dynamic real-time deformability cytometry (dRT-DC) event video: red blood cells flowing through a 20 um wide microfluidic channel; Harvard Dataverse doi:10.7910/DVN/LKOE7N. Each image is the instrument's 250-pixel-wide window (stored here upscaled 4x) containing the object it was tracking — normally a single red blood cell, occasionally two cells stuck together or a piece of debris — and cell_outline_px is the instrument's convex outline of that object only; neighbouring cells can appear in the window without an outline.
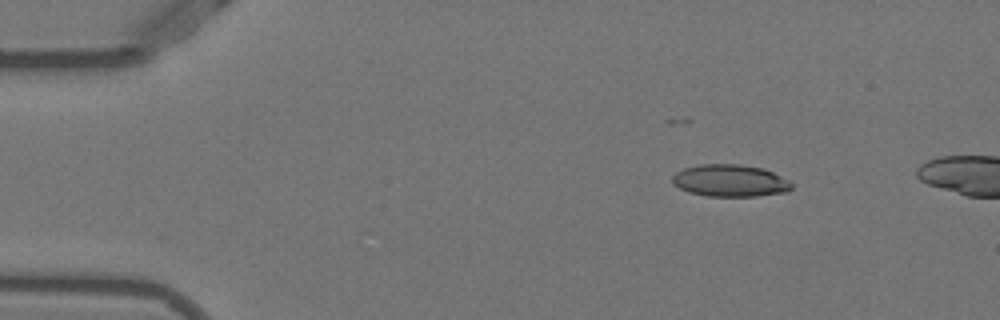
{"species": "Egyptian fruit bat (a non-hibernating species)", "species_latin": "Rousettus aegyptiacus", "temperature_condition": "warm", "stored_images_in_passage": 22, "camera_frame_rate_fps": 3000, "um_per_image_px": 0.085, "animal": {"sex": "female"}, "frame": {"image": 1, "passage_image": 1, "time_ms": 0.0, "image_size_px": [1000, 320], "cell_outline_px": [[792, 188], [788, 192], [756, 196], [708, 196], [688, 192], [672, 184], [672, 176], [676, 172], [684, 168], [700, 164], [740, 164], [764, 168], [788, 180], [792, 184]], "centroid_in_image_um": [62.05, 15.35], "position_along_channel_um": 23.0, "area_um2": 22.43}}
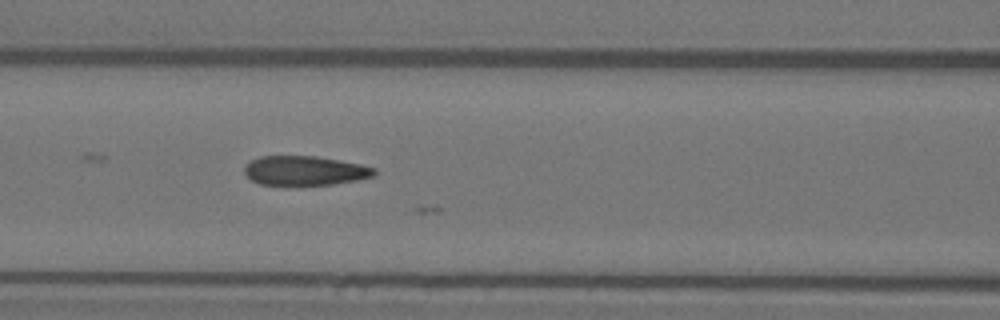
{"frame": {"image": 2, "passage_image": 16, "time_ms": 5.0, "image_size_px": [1000, 320], "cell_outline_px": [[376, 172], [372, 176], [356, 180], [332, 184], [288, 188], [260, 184], [252, 180], [244, 172], [244, 164], [260, 156], [316, 156], [360, 164], [376, 168]], "centroid_in_image_um": [25.85, 14.54], "position_along_channel_um": 140.8, "area_um2": 22.95}}
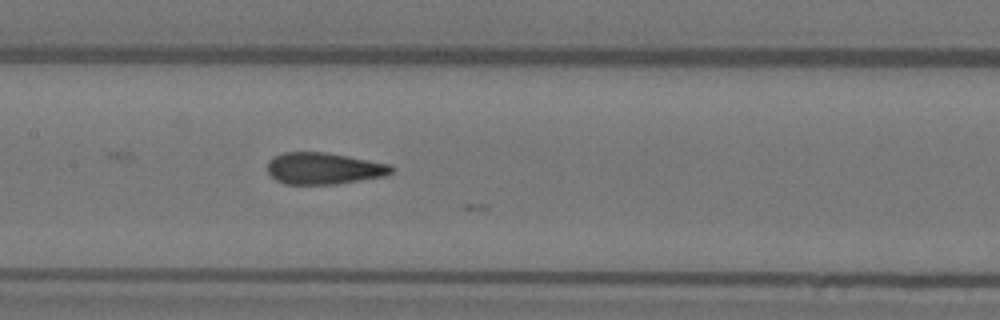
{"frame": {"image": 3, "passage_image": 19, "time_ms": 6.0, "image_size_px": [1000, 320], "cell_outline_px": [[396, 168], [392, 172], [384, 176], [336, 184], [284, 184], [276, 180], [268, 172], [268, 160], [272, 156], [284, 152], [328, 152], [392, 164]], "centroid_in_image_um": [27.54, 14.3], "position_along_channel_um": 179.9, "area_um2": 23.12}}